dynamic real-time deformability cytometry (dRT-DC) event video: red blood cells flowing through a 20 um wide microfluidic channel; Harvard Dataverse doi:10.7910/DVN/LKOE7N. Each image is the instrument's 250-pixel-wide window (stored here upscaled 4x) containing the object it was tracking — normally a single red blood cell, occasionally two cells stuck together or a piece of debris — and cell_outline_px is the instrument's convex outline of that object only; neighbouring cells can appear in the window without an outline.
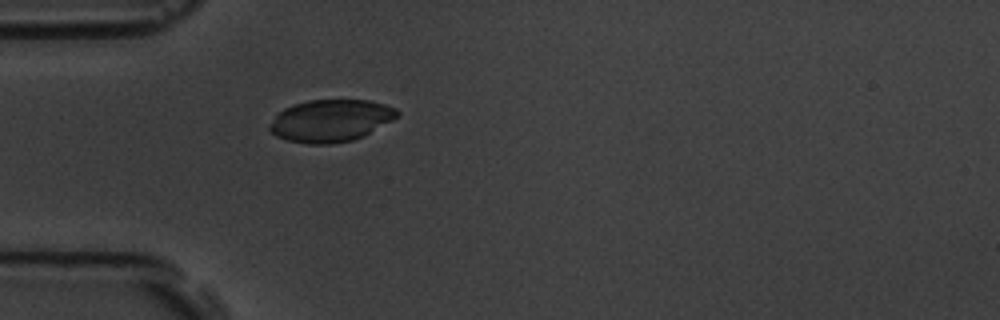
{"species": "common noctule bat (a hibernating species)", "species_latin": "Nyctalus noctula", "temperature_condition": "room temperature", "stored_images_in_passage": 3, "camera_frame_rate_fps": 3000, "um_per_image_px": 0.085, "animal": {"sex": "male", "body_mass_g": 19.5, "forearm_length_mm": 54.6}, "frame": {"image": 1, "passage_image": 3, "time_ms": 2.333, "image_size_px": [1000, 320], "cell_outline_px": [[400, 112], [392, 120], [364, 136], [352, 140], [332, 144], [308, 144], [288, 140], [276, 136], [268, 128], [276, 116], [284, 108], [308, 100], [368, 100], [384, 104], [396, 108]], "centroid_in_image_um": [28.13, 10.26], "position_along_channel_um": 56.9, "area_um2": 31.1}}